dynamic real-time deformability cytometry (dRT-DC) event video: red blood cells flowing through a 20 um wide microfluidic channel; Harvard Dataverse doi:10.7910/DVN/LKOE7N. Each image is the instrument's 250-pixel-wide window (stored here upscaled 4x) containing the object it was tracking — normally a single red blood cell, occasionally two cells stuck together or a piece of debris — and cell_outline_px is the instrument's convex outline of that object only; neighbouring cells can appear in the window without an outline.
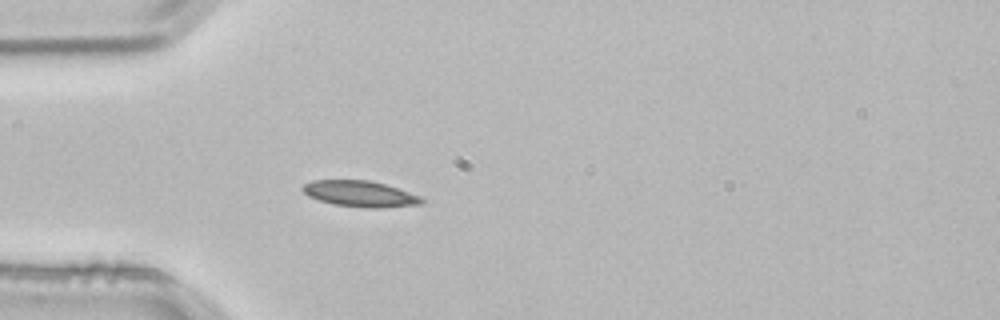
{"species": "common noctule bat (a hibernating species)", "species_latin": "Nyctalus noctula", "temperature_condition": "room temperature", "stored_images_in_passage": 3, "camera_frame_rate_fps": 3000, "um_per_image_px": 0.085, "animal": {"sex": "male", "body_mass_g": 21.5, "forearm_length_mm": 52.0}, "frame": {"image": 1, "passage_image": 3, "time_ms": 0.667, "image_size_px": [1000, 320], "cell_outline_px": [[424, 204], [384, 208], [364, 208], [332, 204], [308, 196], [300, 188], [304, 184], [312, 180], [368, 180], [384, 184], [420, 196], [424, 200]], "centroid_in_image_um": [30.6, 16.48], "position_along_channel_um": 54.4, "area_um2": 18.09}}